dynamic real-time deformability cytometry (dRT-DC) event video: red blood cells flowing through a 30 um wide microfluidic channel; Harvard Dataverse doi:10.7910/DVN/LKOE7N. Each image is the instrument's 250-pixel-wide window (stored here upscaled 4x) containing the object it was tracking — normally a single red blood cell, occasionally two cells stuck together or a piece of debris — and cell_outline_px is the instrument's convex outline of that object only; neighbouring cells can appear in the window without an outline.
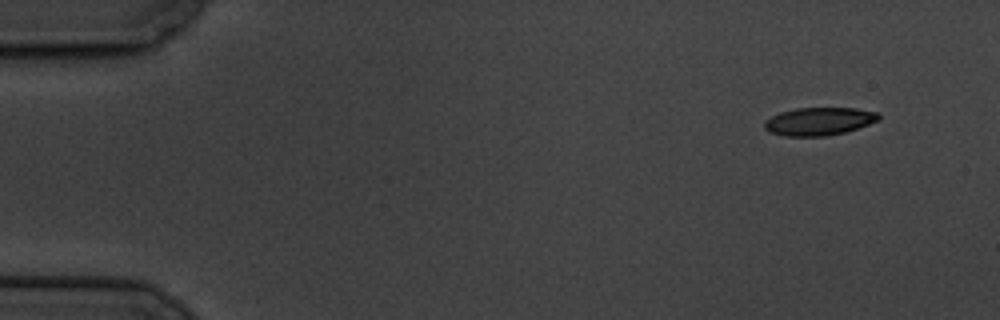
{"species": "common noctule bat (a hibernating species)", "species_latin": "Nyctalus noctula", "temperature_condition": "cold", "stored_images_in_passage": 7, "camera_frame_rate_fps": 3000, "um_per_image_px": 0.085, "animal": {"sex": "male", "body_mass_g": 19.5, "forearm_length_mm": 54.6}, "frame": {"image": 1, "passage_image": 1, "time_ms": 0.0, "image_size_px": [1000, 320], "cell_outline_px": [[880, 120], [844, 132], [824, 136], [784, 136], [768, 132], [764, 128], [764, 120], [780, 112], [796, 108], [856, 108], [880, 112]], "centroid_in_image_um": [69.6, 10.31], "position_along_channel_um": 15.4, "area_um2": 18.67}}
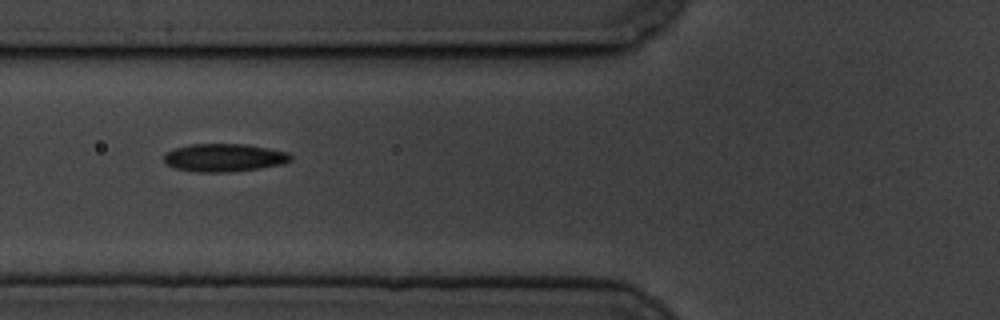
{"frame": {"image": 2, "passage_image": 6, "time_ms": 6.0, "image_size_px": [1000, 320], "cell_outline_px": [[292, 160], [284, 164], [228, 172], [196, 172], [176, 168], [164, 164], [164, 152], [188, 144], [248, 144], [288, 152], [292, 156]], "centroid_in_image_um": [19.03, 13.39], "position_along_channel_um": 106.8, "area_um2": 20.75}}
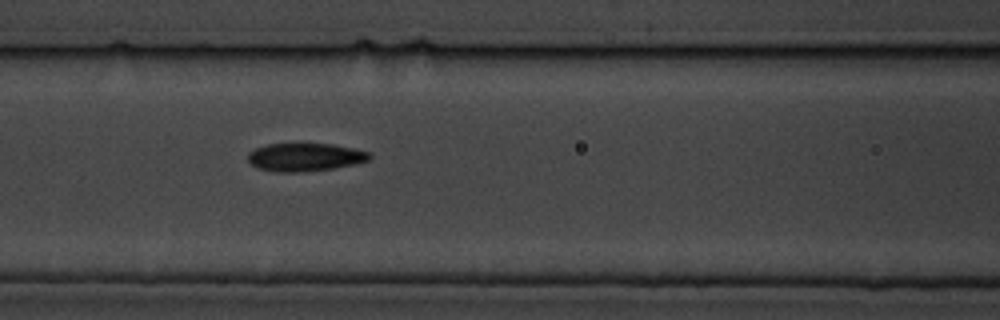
{"frame": {"image": 3, "passage_image": 7, "time_ms": 7.0, "image_size_px": [1000, 320], "cell_outline_px": [[372, 156], [368, 160], [356, 164], [332, 168], [300, 172], [280, 172], [256, 168], [248, 160], [248, 152], [256, 148], [268, 144], [332, 144], [372, 152]], "centroid_in_image_um": [25.94, 13.35], "position_along_channel_um": 140.7, "area_um2": 19.83}}